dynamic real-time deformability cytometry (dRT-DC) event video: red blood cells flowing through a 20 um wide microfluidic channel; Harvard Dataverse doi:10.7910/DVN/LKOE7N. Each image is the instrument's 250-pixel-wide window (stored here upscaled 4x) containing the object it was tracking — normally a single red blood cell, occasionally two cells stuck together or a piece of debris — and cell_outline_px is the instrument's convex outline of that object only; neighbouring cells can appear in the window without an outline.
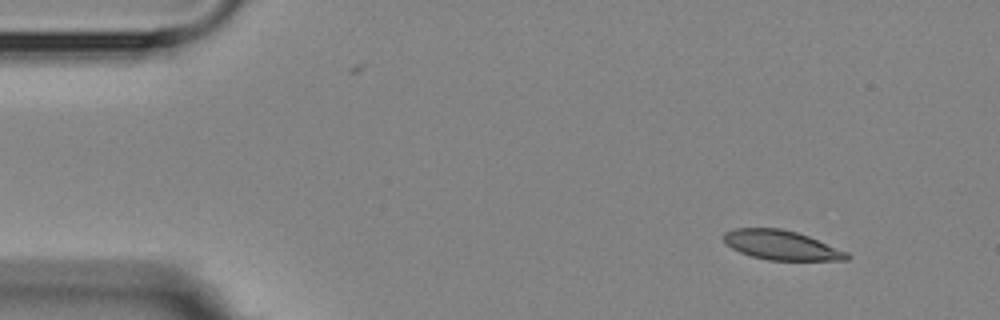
{"species": "Egyptian fruit bat (a non-hibernating species)", "species_latin": "Rousettus aegyptiacus", "temperature_condition": "room temperature", "stored_images_in_passage": 4, "camera_frame_rate_fps": 3000, "um_per_image_px": 0.085, "animal": {"sex": "female"}, "frame": {"image": 1, "passage_image": 1, "time_ms": 0.0, "image_size_px": [1000, 320], "cell_outline_px": [[852, 256], [848, 260], [768, 260], [752, 256], [740, 252], [724, 244], [724, 232], [732, 228], [780, 228], [796, 232], [808, 236], [848, 252]], "centroid_in_image_um": [66.4, 20.83], "position_along_channel_um": 18.6, "area_um2": 21.15}}
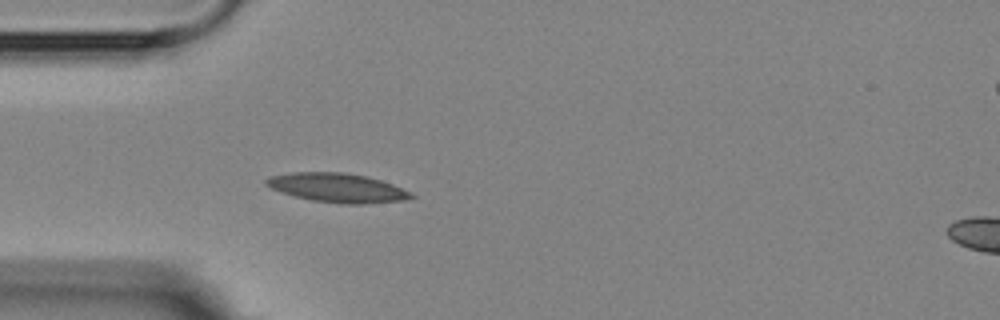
{"frame": {"image": 2, "passage_image": 4, "time_ms": 3.333, "image_size_px": [1000, 320], "cell_outline_px": [[416, 196], [404, 200], [364, 204], [344, 204], [312, 200], [296, 196], [272, 188], [264, 184], [264, 180], [268, 176], [292, 172], [344, 172], [368, 176], [392, 184], [412, 192]], "centroid_in_image_um": [28.69, 15.95], "position_along_channel_um": 56.3, "area_um2": 24.57}}